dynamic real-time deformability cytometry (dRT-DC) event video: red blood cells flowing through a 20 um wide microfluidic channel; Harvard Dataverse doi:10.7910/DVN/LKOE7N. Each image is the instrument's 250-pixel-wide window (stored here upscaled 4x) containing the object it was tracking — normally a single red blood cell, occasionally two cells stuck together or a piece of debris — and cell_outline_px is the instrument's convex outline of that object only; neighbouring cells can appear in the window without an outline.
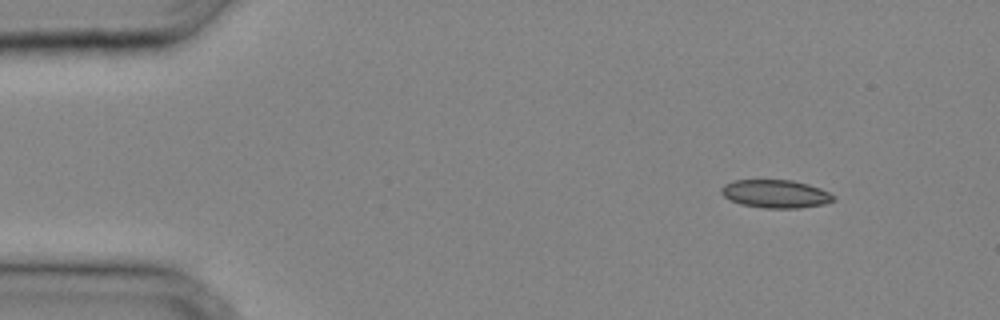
{"species": "common noctule bat (a hibernating species)", "species_latin": "Nyctalus noctula", "temperature_condition": "cold", "stored_images_in_passage": 31, "camera_frame_rate_fps": 3000, "um_per_image_px": 0.085, "animal": {"sex": "male", "body_mass_g": 20.4}, "frame": {"image": 1, "passage_image": 1, "time_ms": 0.0, "image_size_px": [1000, 320], "cell_outline_px": [[836, 200], [824, 204], [796, 208], [764, 208], [740, 204], [728, 200], [720, 192], [720, 188], [724, 184], [732, 180], [792, 180], [808, 184], [820, 188], [836, 196]], "centroid_in_image_um": [65.9, 16.47], "position_along_channel_um": 19.1, "area_um2": 18.55}}
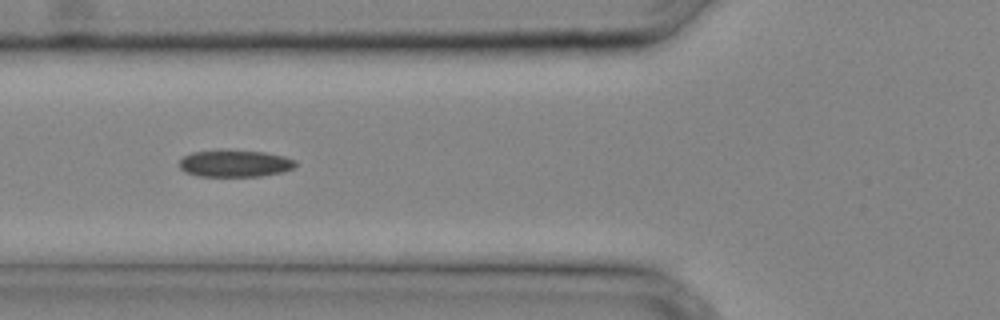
{"frame": {"image": 2, "passage_image": 10, "time_ms": 3.0, "image_size_px": [1000, 320], "cell_outline_px": [[296, 164], [292, 168], [284, 172], [260, 176], [196, 176], [184, 172], [180, 168], [180, 156], [192, 152], [264, 152], [284, 156], [296, 160]], "centroid_in_image_um": [19.95, 13.93], "position_along_channel_um": 105.8, "area_um2": 17.8}}
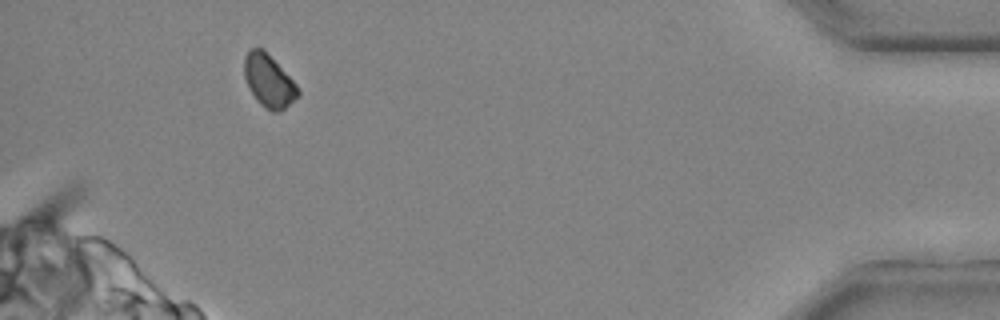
{"frame": {"image": 3, "passage_image": 29, "time_ms": 9.333, "image_size_px": [1000, 320], "cell_outline_px": [[300, 96], [280, 112], [272, 112], [264, 108], [256, 100], [248, 88], [244, 76], [244, 56], [252, 48], [264, 48], [296, 84], [300, 92]], "centroid_in_image_um": [22.85, 6.89], "position_along_channel_um": 412.4, "area_um2": 16.7}}